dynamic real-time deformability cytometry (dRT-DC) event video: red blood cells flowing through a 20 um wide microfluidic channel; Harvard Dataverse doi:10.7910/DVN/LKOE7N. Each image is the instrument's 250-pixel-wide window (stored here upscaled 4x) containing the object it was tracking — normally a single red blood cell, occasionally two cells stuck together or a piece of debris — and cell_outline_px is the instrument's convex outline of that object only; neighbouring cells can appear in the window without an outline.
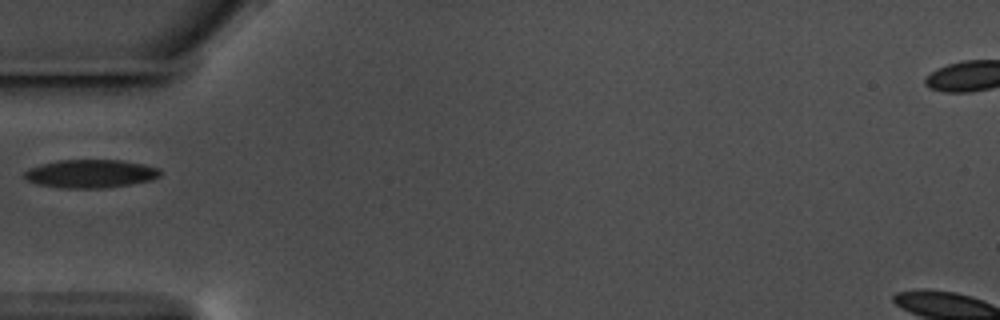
{"species": "common noctule bat (a hibernating species)", "species_latin": "Nyctalus noctula", "temperature_condition": "warm", "stored_images_in_passage": 14, "camera_frame_rate_fps": 3000, "um_per_image_px": 0.085, "animal": {"sex": "male", "body_mass_g": 17.5, "forearm_length_mm": 52.3}, "frame": {"image": 1, "passage_image": 1, "time_ms": 0.0, "image_size_px": [1000, 320], "cell_outline_px": [[160, 176], [152, 180], [104, 188], [60, 188], [36, 184], [24, 180], [20, 176], [28, 168], [40, 164], [56, 160], [120, 160], [144, 164], [160, 168]], "centroid_in_image_um": [7.62, 14.76], "position_along_channel_um": 77.4, "area_um2": 22.72}}
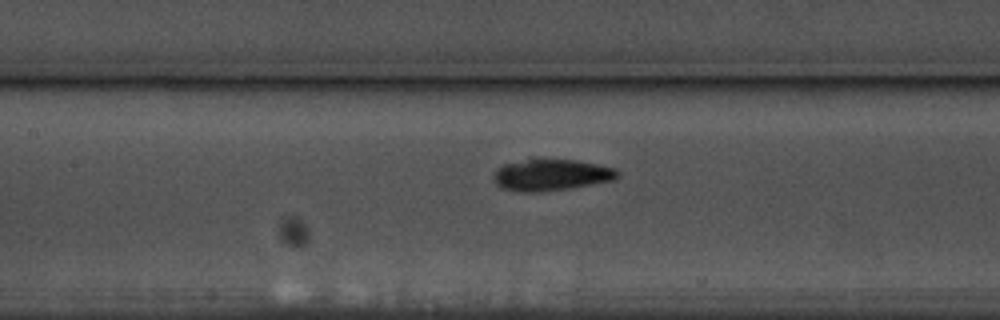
{"frame": {"image": 2, "passage_image": 8, "time_ms": 2.333, "image_size_px": [1000, 320], "cell_outline_px": [[620, 176], [616, 180], [568, 188], [536, 192], [524, 192], [504, 188], [496, 184], [492, 176], [504, 164], [528, 156], [536, 156], [576, 160], [616, 168], [620, 172]], "centroid_in_image_um": [46.86, 14.81], "position_along_channel_um": 160.5, "area_um2": 23.47}}
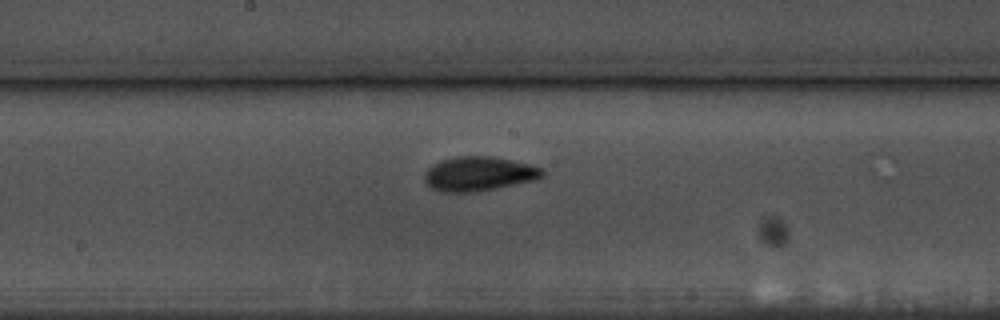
{"frame": {"image": 3, "passage_image": 12, "time_ms": 3.667, "image_size_px": [1000, 320], "cell_outline_px": [[544, 176], [536, 180], [496, 188], [472, 192], [440, 192], [432, 188], [424, 180], [424, 172], [432, 164], [456, 156], [492, 156], [532, 164], [544, 168]], "centroid_in_image_um": [40.73, 14.77], "position_along_channel_um": 207.5, "area_um2": 23.76}}